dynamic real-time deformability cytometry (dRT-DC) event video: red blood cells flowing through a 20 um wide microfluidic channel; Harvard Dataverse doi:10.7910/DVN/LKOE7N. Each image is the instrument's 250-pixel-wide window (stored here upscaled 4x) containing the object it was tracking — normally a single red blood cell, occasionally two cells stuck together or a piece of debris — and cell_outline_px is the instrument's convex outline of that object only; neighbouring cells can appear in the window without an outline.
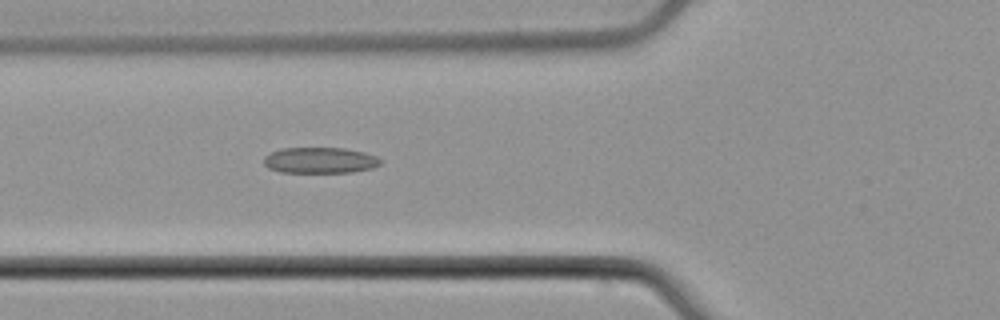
{"species": "common noctule bat (a hibernating species)", "species_latin": "Nyctalus noctula", "temperature_condition": "cold", "stored_images_in_passage": 41, "camera_frame_rate_fps": 3000, "um_per_image_px": 0.085, "animal": {"sex": "male", "body_mass_g": 21.5, "forearm_length_mm": 52.0}, "frame": {"image": 1, "passage_image": 7, "time_ms": 2.0, "image_size_px": [1000, 320], "cell_outline_px": [[380, 164], [372, 168], [352, 172], [280, 172], [268, 168], [264, 164], [264, 156], [280, 148], [344, 148], [364, 152], [376, 156], [380, 160]], "centroid_in_image_um": [27.17, 13.62], "position_along_channel_um": 98.6, "area_um2": 17.57}}
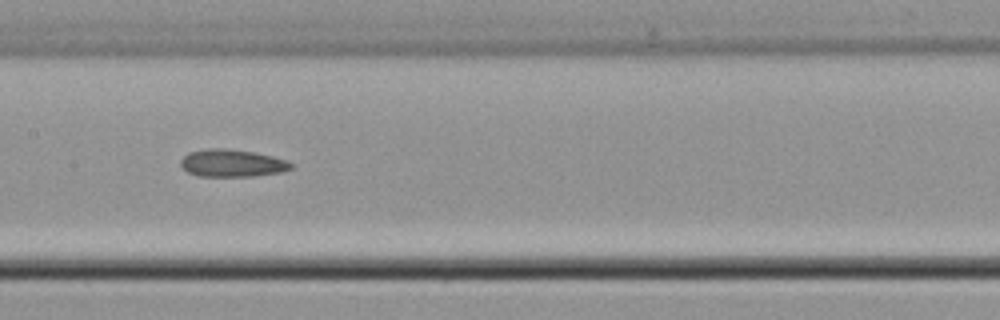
{"frame": {"image": 2, "passage_image": 14, "time_ms": 4.333, "image_size_px": [1000, 320], "cell_outline_px": [[292, 168], [280, 172], [252, 176], [196, 176], [188, 172], [180, 164], [180, 160], [188, 152], [208, 148], [224, 148], [252, 152], [272, 156], [284, 160], [292, 164]], "centroid_in_image_um": [19.67, 13.86], "position_along_channel_um": 187.7, "area_um2": 17.46}}
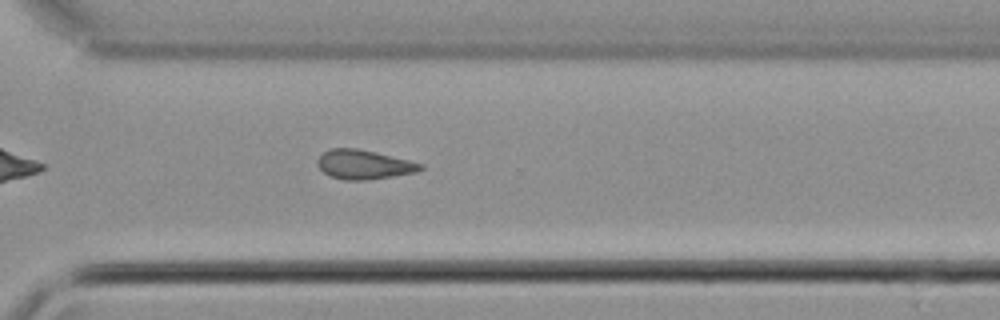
{"frame": {"image": 3, "passage_image": 26, "time_ms": 8.333, "image_size_px": [1000, 320], "cell_outline_px": [[424, 168], [416, 172], [368, 180], [344, 180], [332, 176], [324, 172], [320, 168], [316, 160], [324, 152], [332, 148], [356, 148], [376, 152], [424, 164]], "centroid_in_image_um": [30.94, 13.98], "position_along_channel_um": 339.7, "area_um2": 17.4}, "authors_computed_cell_mechanics": {"area_um2": 17.5134, "velocity_mm_per_s": 3.8044, "shape_relaxation_time_tau1_ms": null, "shape_relaxation_time_tau2_ms": 6.8746, "deformation_change_tau1": null, "deformation_change_tau2": 0.1552}}